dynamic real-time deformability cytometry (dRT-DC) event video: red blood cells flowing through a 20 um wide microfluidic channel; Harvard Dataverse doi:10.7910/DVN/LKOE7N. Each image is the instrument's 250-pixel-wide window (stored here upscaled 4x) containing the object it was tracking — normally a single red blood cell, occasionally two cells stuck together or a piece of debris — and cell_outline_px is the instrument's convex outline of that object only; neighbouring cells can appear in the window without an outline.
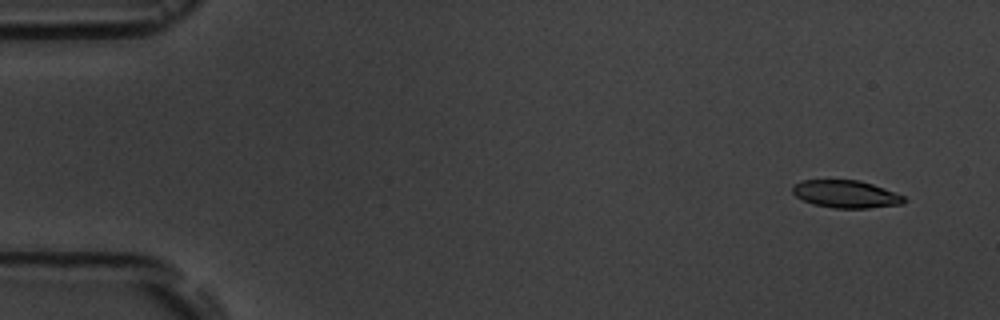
{"species": "common noctule bat (a hibernating species)", "species_latin": "Nyctalus noctula", "temperature_condition": "room temperature", "stored_images_in_passage": 15, "camera_frame_rate_fps": 3000, "um_per_image_px": 0.085, "animal": {"sex": "male", "body_mass_g": 19.5, "forearm_length_mm": 54.6}, "frame": {"image": 1, "passage_image": 1, "time_ms": 0.0, "image_size_px": [1000, 320], "cell_outline_px": [[908, 200], [904, 204], [868, 208], [832, 208], [812, 204], [796, 196], [792, 192], [792, 184], [800, 180], [860, 180], [872, 184], [904, 196]], "centroid_in_image_um": [71.89, 16.5], "position_along_channel_um": 13.1, "area_um2": 18.03}}
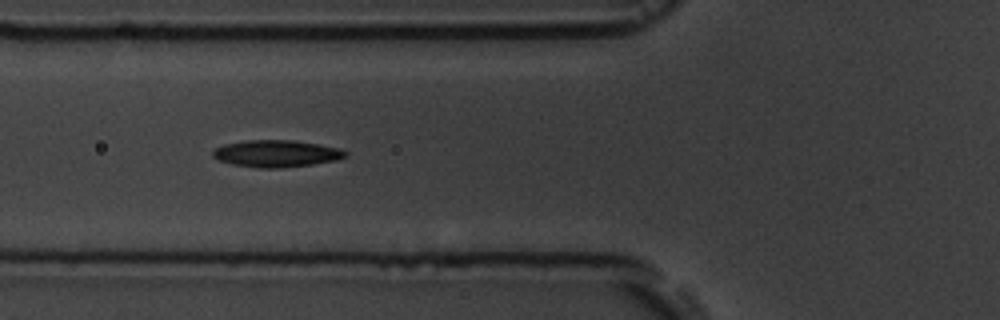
{"frame": {"image": 2, "passage_image": 6, "time_ms": 5.667, "image_size_px": [1000, 320], "cell_outline_px": [[348, 156], [336, 160], [312, 164], [280, 168], [260, 168], [232, 164], [220, 160], [212, 156], [212, 152], [216, 148], [224, 144], [248, 140], [292, 140], [340, 148], [348, 152]], "centroid_in_image_um": [23.51, 13.05], "position_along_channel_um": 102.3, "area_um2": 20.69}}
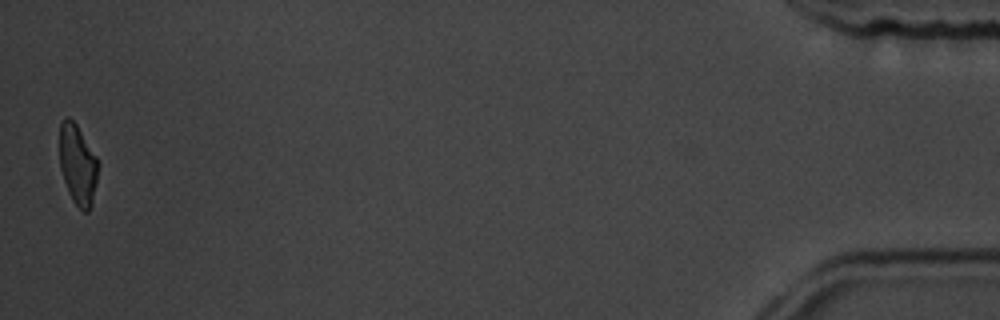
{"frame": {"image": 3, "passage_image": 15, "time_ms": 17.0, "image_size_px": [1000, 320], "cell_outline_px": [[100, 164], [92, 204], [88, 212], [84, 212], [72, 200], [68, 192], [60, 168], [60, 124], [64, 116], [68, 116], [76, 124], [96, 156]], "centroid_in_image_um": [6.62, 14.0], "position_along_channel_um": 428.6, "area_um2": 18.09}, "authors_computed_cell_mechanics": {"area_um2": 19.8254, "velocity_mm_per_s": 3.7196, "shape_relaxation_time_tau1_ms": 5.6842, "shape_relaxation_time_tau2_ms": 4.8101, "deformation_change_tau1": 0.162, "deformation_change_tau2": 0.118}}